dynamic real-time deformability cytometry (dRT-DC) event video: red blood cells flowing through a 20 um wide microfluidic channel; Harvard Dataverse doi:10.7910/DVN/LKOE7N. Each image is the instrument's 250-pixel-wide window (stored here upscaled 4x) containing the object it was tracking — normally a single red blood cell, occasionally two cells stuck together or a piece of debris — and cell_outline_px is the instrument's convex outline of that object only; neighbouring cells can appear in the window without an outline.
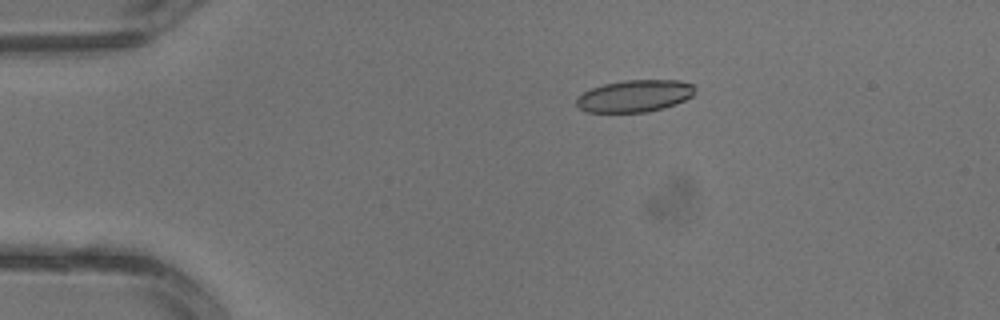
{"species": "common noctule bat (a hibernating species)", "species_latin": "Nyctalus noctula", "temperature_condition": "warm", "stored_images_in_passage": 4, "camera_frame_rate_fps": 3000, "um_per_image_px": 0.085, "animal": {"sex": "male", "body_mass_g": 13.3}, "frame": {"image": 1, "passage_image": 2, "time_ms": 0.333, "image_size_px": [1000, 320], "cell_outline_px": [[696, 92], [692, 96], [676, 104], [664, 108], [648, 112], [584, 112], [576, 104], [576, 96], [592, 88], [604, 84], [624, 80], [680, 80], [692, 84], [696, 88]], "centroid_in_image_um": [53.96, 8.16], "position_along_channel_um": 31.0, "area_um2": 22.31}}
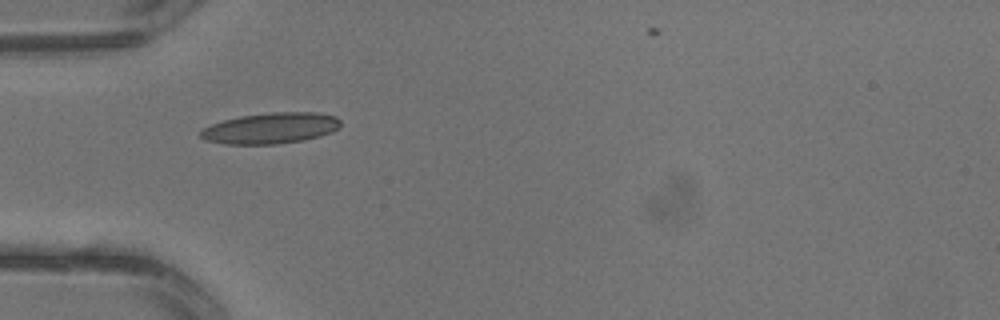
{"frame": {"image": 2, "passage_image": 3, "time_ms": 0.667, "image_size_px": [1000, 320], "cell_outline_px": [[340, 128], [332, 132], [320, 136], [304, 140], [276, 144], [228, 144], [204, 140], [200, 136], [200, 132], [204, 128], [212, 124], [224, 120], [240, 116], [272, 112], [316, 112], [336, 116], [340, 120]], "centroid_in_image_um": [23.04, 10.89], "position_along_channel_um": 62.0, "area_um2": 25.26}}